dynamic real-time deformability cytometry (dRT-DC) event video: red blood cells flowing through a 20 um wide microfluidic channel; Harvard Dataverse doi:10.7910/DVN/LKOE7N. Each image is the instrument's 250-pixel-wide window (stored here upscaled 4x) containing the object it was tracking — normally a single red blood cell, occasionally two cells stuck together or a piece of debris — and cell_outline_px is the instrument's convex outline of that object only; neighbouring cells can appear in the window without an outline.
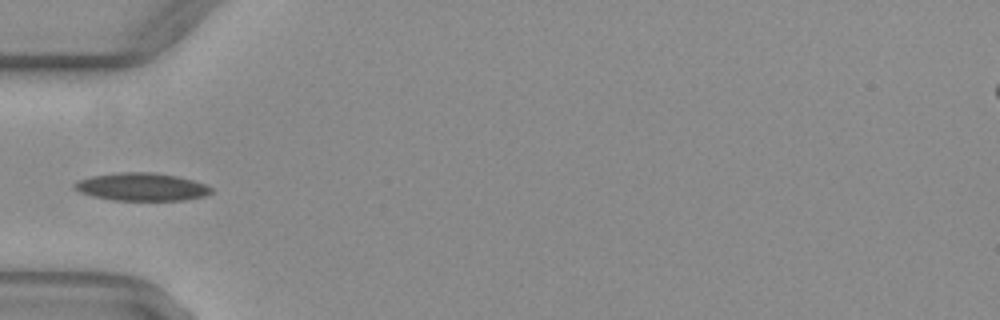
{"species": "common noctule bat (a hibernating species)", "species_latin": "Nyctalus noctula", "temperature_condition": "warm", "stored_images_in_passage": 34, "camera_frame_rate_fps": 3000, "um_per_image_px": 0.085, "animal": {"sex": "female", "body_mass_g": 29.2, "forearm_length_mm": 56.3}, "frame": {"image": 1, "passage_image": 1, "time_ms": 0.0, "image_size_px": [1000, 320], "cell_outline_px": [[212, 192], [204, 196], [184, 200], [112, 200], [92, 196], [80, 192], [72, 188], [72, 184], [80, 180], [92, 176], [120, 172], [152, 172], [176, 176], [192, 180], [204, 184], [212, 188]], "centroid_in_image_um": [12.01, 15.88], "position_along_channel_um": 73.0, "area_um2": 22.08}}
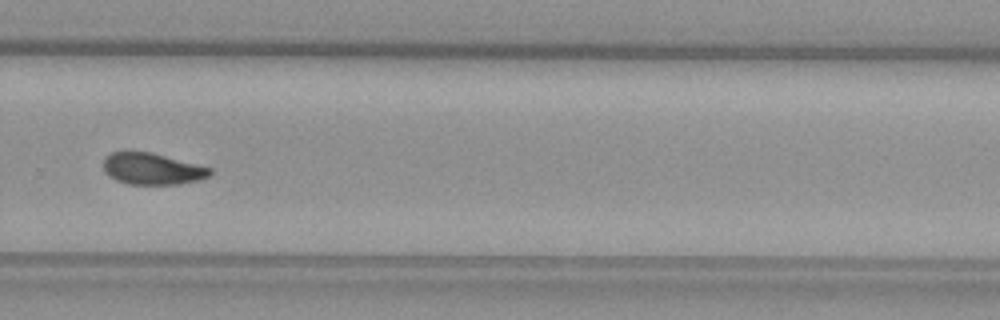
{"frame": {"image": 2, "passage_image": 19, "time_ms": 6.0, "image_size_px": [1000, 320], "cell_outline_px": [[212, 172], [208, 176], [200, 180], [180, 184], [128, 184], [116, 180], [108, 176], [104, 172], [104, 156], [112, 152], [128, 148], [152, 152], [212, 168]], "centroid_in_image_um": [12.88, 14.31], "position_along_channel_um": 316.9, "area_um2": 20.23}}
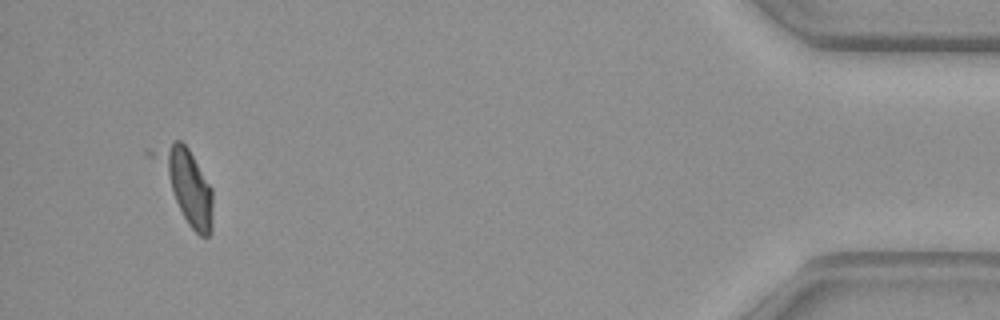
{"frame": {"image": 3, "passage_image": 32, "time_ms": 10.333, "image_size_px": [1000, 320], "cell_outline_px": [[212, 232], [208, 236], [200, 236], [188, 224], [176, 200], [160, 156], [176, 140], [180, 140], [188, 148], [212, 188]], "centroid_in_image_um": [16.1, 15.93], "position_along_channel_um": 419.1, "area_um2": 20.69}, "authors_computed_cell_mechanics": {"area_um2": 20.519, "velocity_mm_per_s": 4.0704, "shape_relaxation_time_tau1_ms": null, "shape_relaxation_time_tau2_ms": 3.7658, "deformation_change_tau1": null, "deformation_change_tau2": 0.081}}